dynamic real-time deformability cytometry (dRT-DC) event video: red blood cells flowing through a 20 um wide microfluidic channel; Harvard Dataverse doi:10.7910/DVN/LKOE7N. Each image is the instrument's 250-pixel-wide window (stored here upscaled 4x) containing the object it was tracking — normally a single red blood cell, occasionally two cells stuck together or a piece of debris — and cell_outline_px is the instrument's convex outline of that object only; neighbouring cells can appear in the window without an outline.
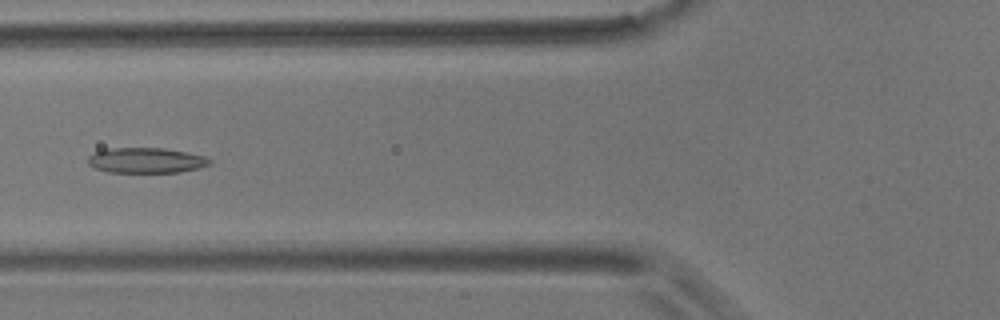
{"species": "common noctule bat (a hibernating species)", "species_latin": "Nyctalus noctula", "temperature_condition": "room temperature", "stored_images_in_passage": 11, "camera_frame_rate_fps": 3000, "um_per_image_px": 0.085, "animal": {"sex": "male", "body_mass_g": 17.9}, "frame": {"image": 1, "passage_image": 5, "time_ms": 5.333, "image_size_px": [1000, 320], "cell_outline_px": [[212, 164], [200, 168], [180, 172], [108, 172], [96, 168], [88, 164], [88, 156], [96, 152], [108, 148], [164, 148], [204, 156], [212, 160]], "centroid_in_image_um": [12.44, 13.63], "position_along_channel_um": 113.4, "area_um2": 17.92}}
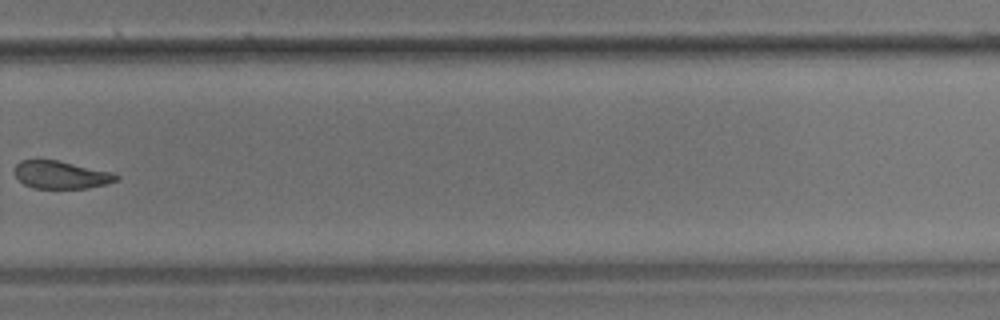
{"frame": {"image": 2, "passage_image": 10, "time_ms": 11.333, "image_size_px": [1000, 320], "cell_outline_px": [[120, 176], [116, 180], [104, 184], [88, 188], [32, 188], [24, 184], [16, 176], [16, 164], [20, 160], [56, 160], [112, 172]], "centroid_in_image_um": [5.18, 14.86], "position_along_channel_um": 324.6, "area_um2": 16.13}}
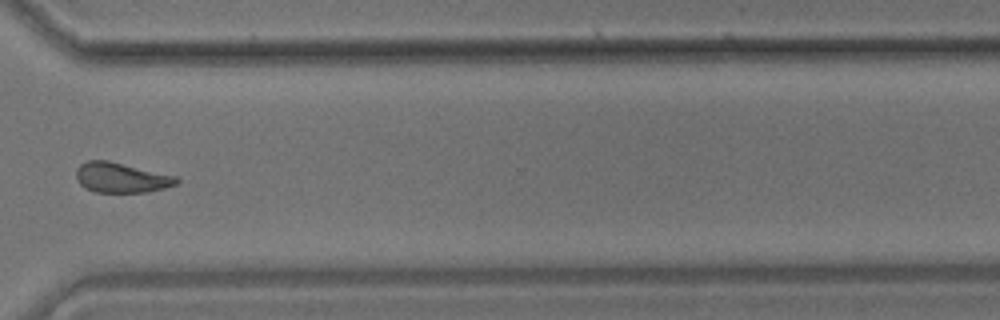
{"frame": {"image": 3, "passage_image": 11, "time_ms": 12.333, "image_size_px": [1000, 320], "cell_outline_px": [[180, 180], [176, 184], [164, 188], [148, 192], [92, 192], [84, 188], [80, 184], [76, 176], [76, 168], [80, 164], [88, 160], [108, 160], [176, 176]], "centroid_in_image_um": [10.28, 15.1], "position_along_channel_um": 360.3, "area_um2": 17.63}}